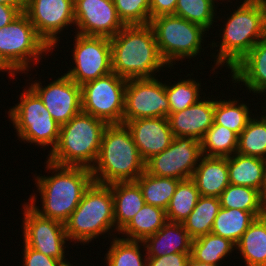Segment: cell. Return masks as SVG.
I'll list each match as a JSON object with an SVG mask.
<instances>
[{
    "label": "cell",
    "mask_w": 266,
    "mask_h": 266,
    "mask_svg": "<svg viewBox=\"0 0 266 266\" xmlns=\"http://www.w3.org/2000/svg\"><path fill=\"white\" fill-rule=\"evenodd\" d=\"M202 156L199 140L192 137H174L164 151L145 162V171L153 176L189 179Z\"/></svg>",
    "instance_id": "12"
},
{
    "label": "cell",
    "mask_w": 266,
    "mask_h": 266,
    "mask_svg": "<svg viewBox=\"0 0 266 266\" xmlns=\"http://www.w3.org/2000/svg\"><path fill=\"white\" fill-rule=\"evenodd\" d=\"M225 23L219 45L214 41L209 44L211 49L219 46L217 55L212 53L215 57L213 71L225 65L231 70L259 40L266 37L263 9L258 0H244Z\"/></svg>",
    "instance_id": "4"
},
{
    "label": "cell",
    "mask_w": 266,
    "mask_h": 266,
    "mask_svg": "<svg viewBox=\"0 0 266 266\" xmlns=\"http://www.w3.org/2000/svg\"><path fill=\"white\" fill-rule=\"evenodd\" d=\"M239 100H215L214 123L227 127L238 136L246 128L249 119L253 116L251 110L245 103Z\"/></svg>",
    "instance_id": "33"
},
{
    "label": "cell",
    "mask_w": 266,
    "mask_h": 266,
    "mask_svg": "<svg viewBox=\"0 0 266 266\" xmlns=\"http://www.w3.org/2000/svg\"><path fill=\"white\" fill-rule=\"evenodd\" d=\"M214 3L215 2H217L218 0H212ZM220 1H222L223 2V0H220ZM225 1V0H224ZM228 1V0H227ZM228 2H230V0L228 1Z\"/></svg>",
    "instance_id": "51"
},
{
    "label": "cell",
    "mask_w": 266,
    "mask_h": 266,
    "mask_svg": "<svg viewBox=\"0 0 266 266\" xmlns=\"http://www.w3.org/2000/svg\"><path fill=\"white\" fill-rule=\"evenodd\" d=\"M23 207V242L45 256L65 260V243L68 240L64 223L41 216L25 202Z\"/></svg>",
    "instance_id": "13"
},
{
    "label": "cell",
    "mask_w": 266,
    "mask_h": 266,
    "mask_svg": "<svg viewBox=\"0 0 266 266\" xmlns=\"http://www.w3.org/2000/svg\"><path fill=\"white\" fill-rule=\"evenodd\" d=\"M127 79L113 71L81 85L82 112L105 121L123 123Z\"/></svg>",
    "instance_id": "10"
},
{
    "label": "cell",
    "mask_w": 266,
    "mask_h": 266,
    "mask_svg": "<svg viewBox=\"0 0 266 266\" xmlns=\"http://www.w3.org/2000/svg\"><path fill=\"white\" fill-rule=\"evenodd\" d=\"M20 94V102L10 108L8 117L21 141L37 146L50 147V152L58 142L60 127L50 115L42 99L29 86Z\"/></svg>",
    "instance_id": "7"
},
{
    "label": "cell",
    "mask_w": 266,
    "mask_h": 266,
    "mask_svg": "<svg viewBox=\"0 0 266 266\" xmlns=\"http://www.w3.org/2000/svg\"><path fill=\"white\" fill-rule=\"evenodd\" d=\"M73 60L75 66L65 73L78 85L112 72L111 44L106 37L75 34Z\"/></svg>",
    "instance_id": "11"
},
{
    "label": "cell",
    "mask_w": 266,
    "mask_h": 266,
    "mask_svg": "<svg viewBox=\"0 0 266 266\" xmlns=\"http://www.w3.org/2000/svg\"><path fill=\"white\" fill-rule=\"evenodd\" d=\"M232 82L243 83L247 90L262 94L266 91V37L259 40L252 49L231 69Z\"/></svg>",
    "instance_id": "20"
},
{
    "label": "cell",
    "mask_w": 266,
    "mask_h": 266,
    "mask_svg": "<svg viewBox=\"0 0 266 266\" xmlns=\"http://www.w3.org/2000/svg\"><path fill=\"white\" fill-rule=\"evenodd\" d=\"M239 136L222 125L213 124L200 140L207 157H230L237 153Z\"/></svg>",
    "instance_id": "31"
},
{
    "label": "cell",
    "mask_w": 266,
    "mask_h": 266,
    "mask_svg": "<svg viewBox=\"0 0 266 266\" xmlns=\"http://www.w3.org/2000/svg\"><path fill=\"white\" fill-rule=\"evenodd\" d=\"M192 240L182 223L167 221L157 233L143 241V247L147 257L191 253Z\"/></svg>",
    "instance_id": "21"
},
{
    "label": "cell",
    "mask_w": 266,
    "mask_h": 266,
    "mask_svg": "<svg viewBox=\"0 0 266 266\" xmlns=\"http://www.w3.org/2000/svg\"><path fill=\"white\" fill-rule=\"evenodd\" d=\"M201 81L194 78L180 79L173 85L166 84V95L169 101L170 113L188 108L201 99Z\"/></svg>",
    "instance_id": "38"
},
{
    "label": "cell",
    "mask_w": 266,
    "mask_h": 266,
    "mask_svg": "<svg viewBox=\"0 0 266 266\" xmlns=\"http://www.w3.org/2000/svg\"><path fill=\"white\" fill-rule=\"evenodd\" d=\"M261 199H262V204L264 209L266 210V174H265V183H264V187L263 190L261 192Z\"/></svg>",
    "instance_id": "47"
},
{
    "label": "cell",
    "mask_w": 266,
    "mask_h": 266,
    "mask_svg": "<svg viewBox=\"0 0 266 266\" xmlns=\"http://www.w3.org/2000/svg\"><path fill=\"white\" fill-rule=\"evenodd\" d=\"M199 196V191L191 178L180 180L166 209L167 221L183 223L194 210Z\"/></svg>",
    "instance_id": "32"
},
{
    "label": "cell",
    "mask_w": 266,
    "mask_h": 266,
    "mask_svg": "<svg viewBox=\"0 0 266 266\" xmlns=\"http://www.w3.org/2000/svg\"><path fill=\"white\" fill-rule=\"evenodd\" d=\"M166 83L159 79H127L123 121L168 117Z\"/></svg>",
    "instance_id": "14"
},
{
    "label": "cell",
    "mask_w": 266,
    "mask_h": 266,
    "mask_svg": "<svg viewBox=\"0 0 266 266\" xmlns=\"http://www.w3.org/2000/svg\"><path fill=\"white\" fill-rule=\"evenodd\" d=\"M264 93L266 94V91H265V92H263V94H262V95H265ZM265 103H266V102H265ZM265 106H266V104H265ZM264 108H265V109H264ZM263 109H264V110H263L264 112L262 111L261 113H263V114H264V113H266V112H265V111H266V107H263ZM262 117H263V118L266 120V114L262 115Z\"/></svg>",
    "instance_id": "50"
},
{
    "label": "cell",
    "mask_w": 266,
    "mask_h": 266,
    "mask_svg": "<svg viewBox=\"0 0 266 266\" xmlns=\"http://www.w3.org/2000/svg\"><path fill=\"white\" fill-rule=\"evenodd\" d=\"M64 225L68 240L83 245L108 231L107 234L110 236H112L111 230V232L118 233L119 231L115 227L113 196L110 186L93 182Z\"/></svg>",
    "instance_id": "6"
},
{
    "label": "cell",
    "mask_w": 266,
    "mask_h": 266,
    "mask_svg": "<svg viewBox=\"0 0 266 266\" xmlns=\"http://www.w3.org/2000/svg\"><path fill=\"white\" fill-rule=\"evenodd\" d=\"M112 235L115 237L104 257L107 266H146L147 255H142L140 250L141 245L144 246L143 241L126 240Z\"/></svg>",
    "instance_id": "35"
},
{
    "label": "cell",
    "mask_w": 266,
    "mask_h": 266,
    "mask_svg": "<svg viewBox=\"0 0 266 266\" xmlns=\"http://www.w3.org/2000/svg\"><path fill=\"white\" fill-rule=\"evenodd\" d=\"M251 117L238 138L237 153L266 160V120Z\"/></svg>",
    "instance_id": "34"
},
{
    "label": "cell",
    "mask_w": 266,
    "mask_h": 266,
    "mask_svg": "<svg viewBox=\"0 0 266 266\" xmlns=\"http://www.w3.org/2000/svg\"><path fill=\"white\" fill-rule=\"evenodd\" d=\"M45 164L47 170H53V175L40 174L41 176L35 177L37 192L41 194L42 208L36 205L35 193L30 195L28 203L41 216L65 223L79 205L85 191L94 182L91 169L59 166L49 161Z\"/></svg>",
    "instance_id": "1"
},
{
    "label": "cell",
    "mask_w": 266,
    "mask_h": 266,
    "mask_svg": "<svg viewBox=\"0 0 266 266\" xmlns=\"http://www.w3.org/2000/svg\"><path fill=\"white\" fill-rule=\"evenodd\" d=\"M158 49L163 60L173 67L176 61L195 58L201 54L202 38L207 30L174 14L151 19Z\"/></svg>",
    "instance_id": "9"
},
{
    "label": "cell",
    "mask_w": 266,
    "mask_h": 266,
    "mask_svg": "<svg viewBox=\"0 0 266 266\" xmlns=\"http://www.w3.org/2000/svg\"><path fill=\"white\" fill-rule=\"evenodd\" d=\"M20 14L17 9L9 5L0 4V28L10 24Z\"/></svg>",
    "instance_id": "43"
},
{
    "label": "cell",
    "mask_w": 266,
    "mask_h": 266,
    "mask_svg": "<svg viewBox=\"0 0 266 266\" xmlns=\"http://www.w3.org/2000/svg\"><path fill=\"white\" fill-rule=\"evenodd\" d=\"M119 18L125 25L150 24V0H113Z\"/></svg>",
    "instance_id": "39"
},
{
    "label": "cell",
    "mask_w": 266,
    "mask_h": 266,
    "mask_svg": "<svg viewBox=\"0 0 266 266\" xmlns=\"http://www.w3.org/2000/svg\"><path fill=\"white\" fill-rule=\"evenodd\" d=\"M246 266H266V214L257 217L236 244Z\"/></svg>",
    "instance_id": "25"
},
{
    "label": "cell",
    "mask_w": 266,
    "mask_h": 266,
    "mask_svg": "<svg viewBox=\"0 0 266 266\" xmlns=\"http://www.w3.org/2000/svg\"><path fill=\"white\" fill-rule=\"evenodd\" d=\"M191 253H171L160 257H147L146 266H189Z\"/></svg>",
    "instance_id": "41"
},
{
    "label": "cell",
    "mask_w": 266,
    "mask_h": 266,
    "mask_svg": "<svg viewBox=\"0 0 266 266\" xmlns=\"http://www.w3.org/2000/svg\"><path fill=\"white\" fill-rule=\"evenodd\" d=\"M266 212H247L239 209L220 208L211 233L229 239L235 245L249 228L250 224Z\"/></svg>",
    "instance_id": "26"
},
{
    "label": "cell",
    "mask_w": 266,
    "mask_h": 266,
    "mask_svg": "<svg viewBox=\"0 0 266 266\" xmlns=\"http://www.w3.org/2000/svg\"><path fill=\"white\" fill-rule=\"evenodd\" d=\"M23 266H59V260L45 256L43 253L32 249L23 243Z\"/></svg>",
    "instance_id": "40"
},
{
    "label": "cell",
    "mask_w": 266,
    "mask_h": 266,
    "mask_svg": "<svg viewBox=\"0 0 266 266\" xmlns=\"http://www.w3.org/2000/svg\"><path fill=\"white\" fill-rule=\"evenodd\" d=\"M191 179L201 196L220 197L230 184L227 157L202 156Z\"/></svg>",
    "instance_id": "22"
},
{
    "label": "cell",
    "mask_w": 266,
    "mask_h": 266,
    "mask_svg": "<svg viewBox=\"0 0 266 266\" xmlns=\"http://www.w3.org/2000/svg\"><path fill=\"white\" fill-rule=\"evenodd\" d=\"M59 266H73L70 262H67V258L59 262ZM75 266V265H74Z\"/></svg>",
    "instance_id": "49"
},
{
    "label": "cell",
    "mask_w": 266,
    "mask_h": 266,
    "mask_svg": "<svg viewBox=\"0 0 266 266\" xmlns=\"http://www.w3.org/2000/svg\"><path fill=\"white\" fill-rule=\"evenodd\" d=\"M107 125L105 121L81 111L61 125L58 142L47 161L59 166L91 169L97 161Z\"/></svg>",
    "instance_id": "5"
},
{
    "label": "cell",
    "mask_w": 266,
    "mask_h": 266,
    "mask_svg": "<svg viewBox=\"0 0 266 266\" xmlns=\"http://www.w3.org/2000/svg\"><path fill=\"white\" fill-rule=\"evenodd\" d=\"M262 6L263 14H264V29L266 34V0H258Z\"/></svg>",
    "instance_id": "48"
},
{
    "label": "cell",
    "mask_w": 266,
    "mask_h": 266,
    "mask_svg": "<svg viewBox=\"0 0 266 266\" xmlns=\"http://www.w3.org/2000/svg\"><path fill=\"white\" fill-rule=\"evenodd\" d=\"M35 81H32L34 83L29 86L39 95L46 109L58 124L67 123L82 111L81 86L66 74L61 75L45 87L41 85L40 81Z\"/></svg>",
    "instance_id": "17"
},
{
    "label": "cell",
    "mask_w": 266,
    "mask_h": 266,
    "mask_svg": "<svg viewBox=\"0 0 266 266\" xmlns=\"http://www.w3.org/2000/svg\"><path fill=\"white\" fill-rule=\"evenodd\" d=\"M145 171V161L126 124H108L103 132L100 151L91 168L93 180L109 185L135 181Z\"/></svg>",
    "instance_id": "3"
},
{
    "label": "cell",
    "mask_w": 266,
    "mask_h": 266,
    "mask_svg": "<svg viewBox=\"0 0 266 266\" xmlns=\"http://www.w3.org/2000/svg\"><path fill=\"white\" fill-rule=\"evenodd\" d=\"M189 266H215V265L209 264V263H203V262H200V261H196L190 255L189 256Z\"/></svg>",
    "instance_id": "46"
},
{
    "label": "cell",
    "mask_w": 266,
    "mask_h": 266,
    "mask_svg": "<svg viewBox=\"0 0 266 266\" xmlns=\"http://www.w3.org/2000/svg\"><path fill=\"white\" fill-rule=\"evenodd\" d=\"M74 33L111 39L125 24L119 18L113 0H74Z\"/></svg>",
    "instance_id": "16"
},
{
    "label": "cell",
    "mask_w": 266,
    "mask_h": 266,
    "mask_svg": "<svg viewBox=\"0 0 266 266\" xmlns=\"http://www.w3.org/2000/svg\"><path fill=\"white\" fill-rule=\"evenodd\" d=\"M198 100L188 108L170 113L168 120L174 137H192L201 140L214 124L215 98Z\"/></svg>",
    "instance_id": "19"
},
{
    "label": "cell",
    "mask_w": 266,
    "mask_h": 266,
    "mask_svg": "<svg viewBox=\"0 0 266 266\" xmlns=\"http://www.w3.org/2000/svg\"><path fill=\"white\" fill-rule=\"evenodd\" d=\"M229 183L252 187L262 192L265 183L266 160L238 153L227 157Z\"/></svg>",
    "instance_id": "24"
},
{
    "label": "cell",
    "mask_w": 266,
    "mask_h": 266,
    "mask_svg": "<svg viewBox=\"0 0 266 266\" xmlns=\"http://www.w3.org/2000/svg\"><path fill=\"white\" fill-rule=\"evenodd\" d=\"M135 181L142 190L146 204L161 207L166 211L180 180L153 176L144 171Z\"/></svg>",
    "instance_id": "29"
},
{
    "label": "cell",
    "mask_w": 266,
    "mask_h": 266,
    "mask_svg": "<svg viewBox=\"0 0 266 266\" xmlns=\"http://www.w3.org/2000/svg\"><path fill=\"white\" fill-rule=\"evenodd\" d=\"M177 0H150V18L175 13Z\"/></svg>",
    "instance_id": "42"
},
{
    "label": "cell",
    "mask_w": 266,
    "mask_h": 266,
    "mask_svg": "<svg viewBox=\"0 0 266 266\" xmlns=\"http://www.w3.org/2000/svg\"><path fill=\"white\" fill-rule=\"evenodd\" d=\"M212 0H177L174 15L209 31L216 20L217 6ZM216 12V13H215Z\"/></svg>",
    "instance_id": "37"
},
{
    "label": "cell",
    "mask_w": 266,
    "mask_h": 266,
    "mask_svg": "<svg viewBox=\"0 0 266 266\" xmlns=\"http://www.w3.org/2000/svg\"><path fill=\"white\" fill-rule=\"evenodd\" d=\"M114 205L115 227L120 232L146 204L136 181L109 184Z\"/></svg>",
    "instance_id": "23"
},
{
    "label": "cell",
    "mask_w": 266,
    "mask_h": 266,
    "mask_svg": "<svg viewBox=\"0 0 266 266\" xmlns=\"http://www.w3.org/2000/svg\"><path fill=\"white\" fill-rule=\"evenodd\" d=\"M236 245L229 239L209 233L192 240L191 257L196 261L220 266Z\"/></svg>",
    "instance_id": "30"
},
{
    "label": "cell",
    "mask_w": 266,
    "mask_h": 266,
    "mask_svg": "<svg viewBox=\"0 0 266 266\" xmlns=\"http://www.w3.org/2000/svg\"><path fill=\"white\" fill-rule=\"evenodd\" d=\"M51 51L25 13L0 28V58L15 74L28 72L30 65L44 58V52Z\"/></svg>",
    "instance_id": "8"
},
{
    "label": "cell",
    "mask_w": 266,
    "mask_h": 266,
    "mask_svg": "<svg viewBox=\"0 0 266 266\" xmlns=\"http://www.w3.org/2000/svg\"><path fill=\"white\" fill-rule=\"evenodd\" d=\"M0 71L8 72L9 76H11L13 79L16 76V74L4 63V61L0 58Z\"/></svg>",
    "instance_id": "45"
},
{
    "label": "cell",
    "mask_w": 266,
    "mask_h": 266,
    "mask_svg": "<svg viewBox=\"0 0 266 266\" xmlns=\"http://www.w3.org/2000/svg\"><path fill=\"white\" fill-rule=\"evenodd\" d=\"M123 123L130 129L134 143L145 162L164 151L174 139L168 117L140 118Z\"/></svg>",
    "instance_id": "18"
},
{
    "label": "cell",
    "mask_w": 266,
    "mask_h": 266,
    "mask_svg": "<svg viewBox=\"0 0 266 266\" xmlns=\"http://www.w3.org/2000/svg\"><path fill=\"white\" fill-rule=\"evenodd\" d=\"M25 14L52 50L60 41L58 34L75 24L74 0H25Z\"/></svg>",
    "instance_id": "15"
},
{
    "label": "cell",
    "mask_w": 266,
    "mask_h": 266,
    "mask_svg": "<svg viewBox=\"0 0 266 266\" xmlns=\"http://www.w3.org/2000/svg\"><path fill=\"white\" fill-rule=\"evenodd\" d=\"M166 222V211L163 208L145 204L118 234H123L126 240L144 241L157 233Z\"/></svg>",
    "instance_id": "27"
},
{
    "label": "cell",
    "mask_w": 266,
    "mask_h": 266,
    "mask_svg": "<svg viewBox=\"0 0 266 266\" xmlns=\"http://www.w3.org/2000/svg\"><path fill=\"white\" fill-rule=\"evenodd\" d=\"M110 44L112 71L125 79H153L155 73L168 66L150 24L125 25Z\"/></svg>",
    "instance_id": "2"
},
{
    "label": "cell",
    "mask_w": 266,
    "mask_h": 266,
    "mask_svg": "<svg viewBox=\"0 0 266 266\" xmlns=\"http://www.w3.org/2000/svg\"><path fill=\"white\" fill-rule=\"evenodd\" d=\"M220 208L218 197L199 196L194 210L182 223L192 239L211 233Z\"/></svg>",
    "instance_id": "28"
},
{
    "label": "cell",
    "mask_w": 266,
    "mask_h": 266,
    "mask_svg": "<svg viewBox=\"0 0 266 266\" xmlns=\"http://www.w3.org/2000/svg\"><path fill=\"white\" fill-rule=\"evenodd\" d=\"M219 200L222 208L266 212L262 204L261 192L252 187L229 184L221 193Z\"/></svg>",
    "instance_id": "36"
},
{
    "label": "cell",
    "mask_w": 266,
    "mask_h": 266,
    "mask_svg": "<svg viewBox=\"0 0 266 266\" xmlns=\"http://www.w3.org/2000/svg\"><path fill=\"white\" fill-rule=\"evenodd\" d=\"M0 4L9 5L20 13H25V0H0Z\"/></svg>",
    "instance_id": "44"
}]
</instances>
